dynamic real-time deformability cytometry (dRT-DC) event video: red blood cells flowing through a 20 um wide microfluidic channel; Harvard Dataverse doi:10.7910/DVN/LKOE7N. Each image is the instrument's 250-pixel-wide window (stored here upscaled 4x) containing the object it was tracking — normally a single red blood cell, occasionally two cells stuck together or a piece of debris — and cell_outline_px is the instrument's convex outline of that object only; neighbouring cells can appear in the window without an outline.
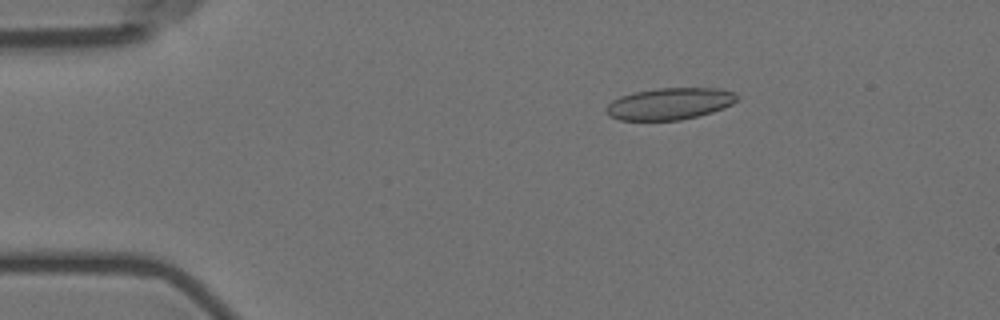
{"species": "Egyptian fruit bat (a non-hibernating species)", "species_latin": "Rousettus aegyptiacus", "temperature_condition": "room temperature", "stored_images_in_passage": 5, "camera_frame_rate_fps": 3000, "um_per_image_px": 0.085, "animal": {"sex": "female"}, "frame": {"image": 1, "passage_image": 3, "time_ms": 2.333, "image_size_px": [1000, 320], "cell_outline_px": [[740, 96], [732, 104], [724, 108], [712, 112], [680, 120], [620, 120], [612, 116], [604, 108], [612, 100], [620, 96], [632, 92], [656, 88], [720, 88], [736, 92]], "centroid_in_image_um": [56.95, 8.8], "position_along_channel_um": 28.0, "area_um2": 24.33}}